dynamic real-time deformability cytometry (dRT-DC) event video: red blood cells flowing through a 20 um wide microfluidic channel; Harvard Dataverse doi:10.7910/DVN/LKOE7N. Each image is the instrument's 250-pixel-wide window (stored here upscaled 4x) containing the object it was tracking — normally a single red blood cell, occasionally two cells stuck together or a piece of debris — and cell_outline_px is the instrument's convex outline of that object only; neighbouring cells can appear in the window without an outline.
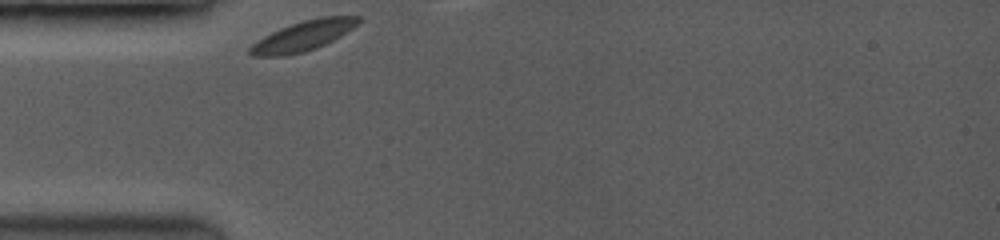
{"species": "common noctule bat (a hibernating species)", "species_latin": "Nyctalus noctula", "temperature_condition": "room temperature", "stored_images_in_passage": 1, "camera_frame_rate_fps": 3500, "um_per_image_px": 0.085, "animal": {"sex": "female", "body_mass_g": 19.0, "forearm_length_mm": 53.3}, "frame": {"image": 1, "passage_image": 1, "time_ms": 0.0, "image_size_px": [1000, 240], "cell_outline_px": [[360, 20], [352, 28], [340, 36], [316, 48], [304, 52], [284, 56], [252, 56], [248, 52], [248, 48], [252, 44], [264, 36], [280, 28], [304, 20], [320, 16], [360, 16]], "centroid_in_image_um": [25.73, 3.06], "position_along_channel_um": 59.3, "area_um2": 18.73}}